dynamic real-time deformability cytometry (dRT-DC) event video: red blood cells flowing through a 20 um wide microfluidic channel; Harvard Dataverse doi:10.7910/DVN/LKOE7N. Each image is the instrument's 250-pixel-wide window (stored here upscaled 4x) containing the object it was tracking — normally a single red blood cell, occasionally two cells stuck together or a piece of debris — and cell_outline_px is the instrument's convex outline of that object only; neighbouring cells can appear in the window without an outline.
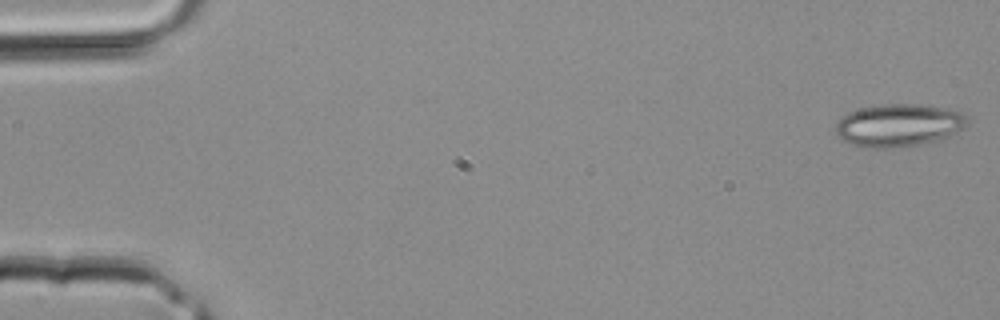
{"species": "common noctule bat (a hibernating species)", "species_latin": "Nyctalus noctula", "temperature_condition": "room temperature", "stored_images_in_passage": 12, "camera_frame_rate_fps": 3000, "um_per_image_px": 0.085, "animal": {"sex": "male", "body_mass_g": 20.4}, "frame": {"image": 1, "passage_image": 1, "time_ms": 0.0, "image_size_px": [1000, 320], "cell_outline_px": [[968, 124], [964, 128], [952, 136], [920, 144], [896, 148], [872, 148], [852, 144], [844, 140], [836, 132], [836, 124], [848, 112], [860, 108], [884, 104], [920, 104], [944, 108], [964, 112], [968, 120]], "centroid_in_image_um": [76.45, 10.64], "position_along_channel_um": 8.5, "area_um2": 32.77}}